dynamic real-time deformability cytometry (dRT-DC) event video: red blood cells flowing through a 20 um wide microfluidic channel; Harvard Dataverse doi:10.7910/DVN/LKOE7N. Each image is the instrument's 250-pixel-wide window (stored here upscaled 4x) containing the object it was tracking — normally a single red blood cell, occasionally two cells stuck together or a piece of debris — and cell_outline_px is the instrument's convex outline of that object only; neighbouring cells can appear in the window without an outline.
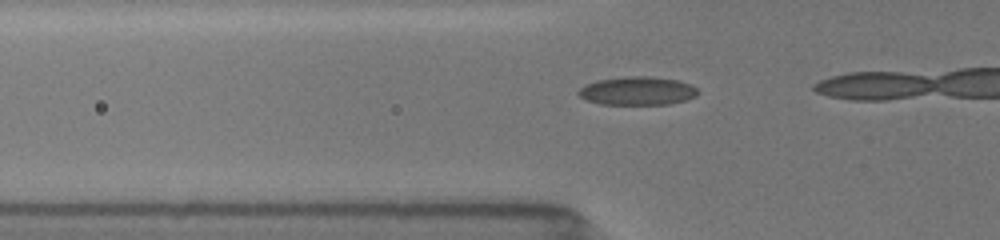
{"species": "common noctule bat (a hibernating species)", "species_latin": "Nyctalus noctula", "temperature_condition": "room temperature", "stored_images_in_passage": 19, "camera_frame_rate_fps": 3000, "um_per_image_px": 0.085, "animal": {"sex": "female", "body_mass_g": 19.5, "forearm_length_mm": 54.1}, "frame": {"image": 1, "passage_image": 14, "time_ms": 4.333, "image_size_px": [1000, 240], "cell_outline_px": [[700, 92], [696, 96], [684, 100], [668, 104], [600, 104], [588, 100], [580, 96], [576, 92], [584, 84], [596, 80], [624, 76], [652, 76], [680, 80], [692, 84]], "centroid_in_image_um": [54.19, 7.7], "position_along_channel_um": 71.6, "area_um2": 20.0}}
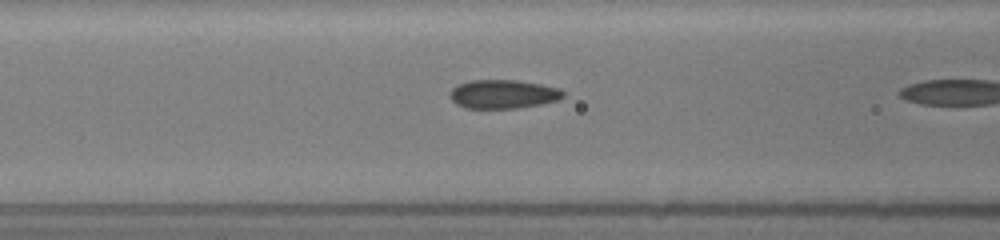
{"frame": {"image": 2, "passage_image": 18, "time_ms": 5.667, "image_size_px": [1000, 240], "cell_outline_px": [[564, 96], [560, 100], [540, 104], [516, 108], [464, 108], [456, 104], [448, 96], [448, 92], [452, 88], [468, 80], [516, 80], [540, 84], [560, 88], [564, 92]], "centroid_in_image_um": [42.75, 8.0], "position_along_channel_um": 123.9, "area_um2": 19.13}}